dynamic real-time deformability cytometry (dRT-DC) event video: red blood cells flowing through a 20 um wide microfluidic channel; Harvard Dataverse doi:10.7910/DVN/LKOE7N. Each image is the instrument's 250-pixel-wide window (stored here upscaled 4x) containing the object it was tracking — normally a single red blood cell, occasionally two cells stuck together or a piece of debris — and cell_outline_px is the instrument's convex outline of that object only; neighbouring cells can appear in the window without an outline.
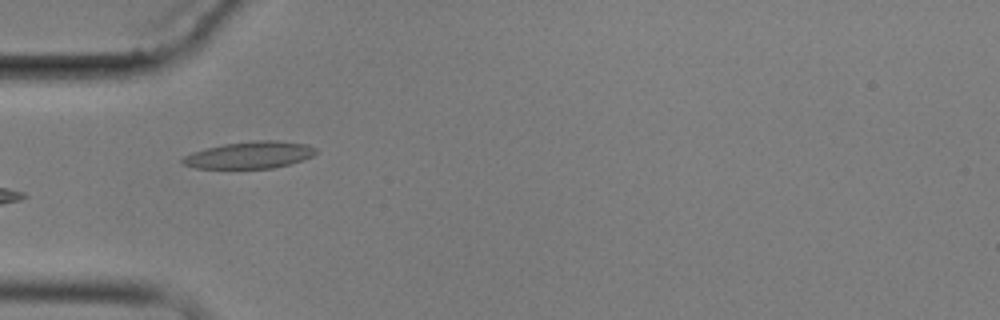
{"species": "common noctule bat (a hibernating species)", "species_latin": "Nyctalus noctula", "temperature_condition": "cold", "stored_images_in_passage": 6, "camera_frame_rate_fps": 3000, "um_per_image_px": 0.085, "animal": {"sex": "male", "body_mass_g": 17.9}, "frame": {"image": 1, "passage_image": 6, "time_ms": 6.0, "image_size_px": [1000, 320], "cell_outline_px": [[316, 152], [312, 156], [288, 164], [272, 168], [196, 168], [184, 164], [180, 160], [184, 156], [192, 152], [204, 148], [224, 144], [256, 140], [276, 140], [308, 144], [316, 148]], "centroid_in_image_um": [21.2, 13.16], "position_along_channel_um": 63.8, "area_um2": 20.81}}